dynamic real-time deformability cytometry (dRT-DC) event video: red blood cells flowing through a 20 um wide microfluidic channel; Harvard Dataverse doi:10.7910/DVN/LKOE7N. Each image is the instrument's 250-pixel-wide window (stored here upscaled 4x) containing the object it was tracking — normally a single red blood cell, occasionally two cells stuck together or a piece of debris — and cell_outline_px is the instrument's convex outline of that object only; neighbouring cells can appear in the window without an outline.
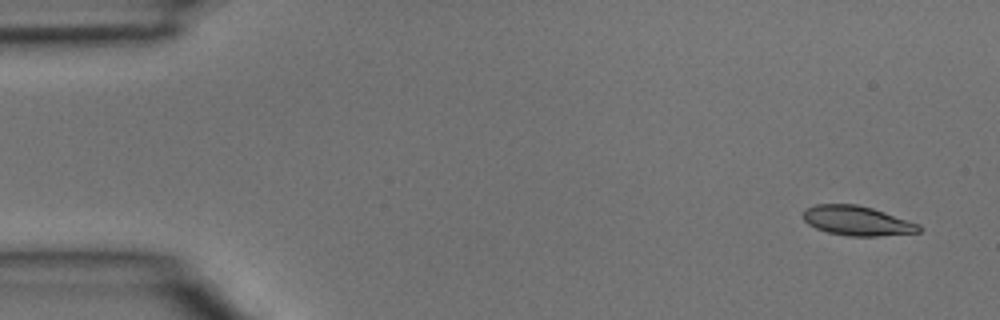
{"species": "common noctule bat (a hibernating species)", "species_latin": "Nyctalus noctula", "temperature_condition": "room temperature", "stored_images_in_passage": 3, "camera_frame_rate_fps": 3000, "um_per_image_px": 0.085, "animal": {"sex": "male", "body_mass_g": 15.6}, "frame": {"image": 1, "passage_image": 1, "time_ms": 0.0, "image_size_px": [1000, 320], "cell_outline_px": [[924, 228], [920, 232], [880, 236], [848, 236], [828, 232], [816, 228], [808, 224], [804, 220], [804, 208], [816, 204], [856, 204], [872, 208], [920, 224]], "centroid_in_image_um": [72.87, 18.77], "position_along_channel_um": 12.1, "area_um2": 20.0}}
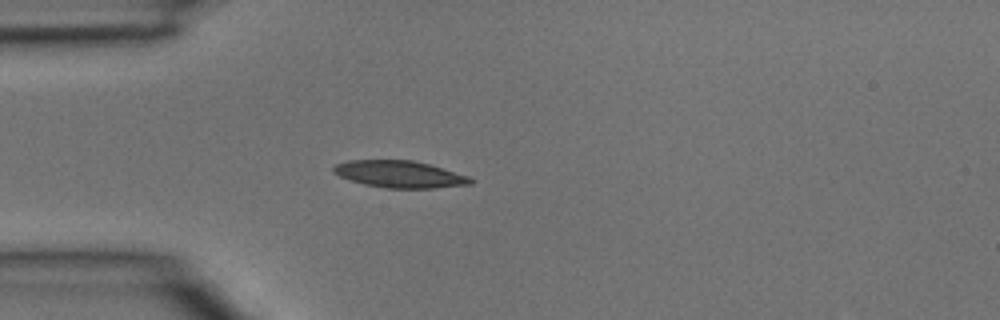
{"frame": {"image": 2, "passage_image": 3, "time_ms": 0.667, "image_size_px": [1000, 320], "cell_outline_px": [[476, 180], [472, 184], [436, 188], [384, 188], [364, 184], [340, 176], [332, 172], [332, 168], [336, 164], [348, 160], [412, 160], [428, 164], [468, 176]], "centroid_in_image_um": [33.97, 14.81], "position_along_channel_um": 51.0, "area_um2": 21.44}}